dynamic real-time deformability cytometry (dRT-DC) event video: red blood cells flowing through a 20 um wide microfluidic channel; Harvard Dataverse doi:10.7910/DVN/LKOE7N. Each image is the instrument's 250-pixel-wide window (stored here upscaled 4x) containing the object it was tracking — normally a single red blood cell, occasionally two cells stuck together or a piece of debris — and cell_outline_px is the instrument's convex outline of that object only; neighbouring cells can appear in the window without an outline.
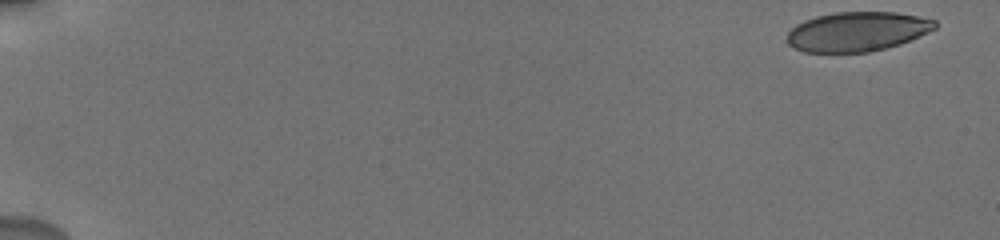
{"species": "human", "species_latin": "Homo sapiens", "temperature_condition": "cold", "stored_images_in_passage": 54, "camera_frame_rate_fps": 3000, "um_per_image_px": 0.085, "donor": {"sex": "male"}, "frame": {"image": 1, "passage_image": 1, "time_ms": 0.0, "image_size_px": [1000, 240], "cell_outline_px": [[936, 28], [900, 44], [868, 52], [804, 52], [792, 48], [788, 44], [788, 32], [796, 24], [804, 20], [816, 16], [836, 12], [896, 12], [936, 20]], "centroid_in_image_um": [72.83, 2.68], "position_along_channel_um": 12.2, "area_um2": 33.87}}
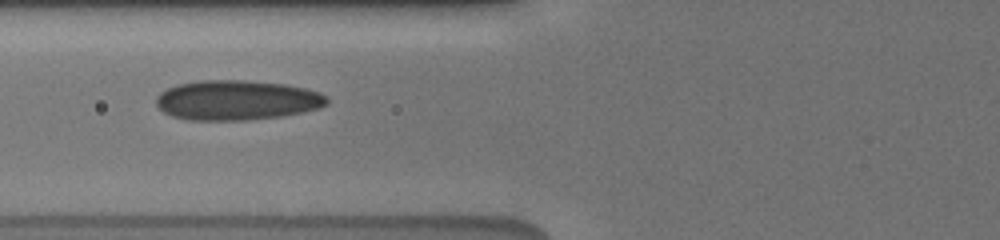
{"frame": {"image": 2, "passage_image": 19, "time_ms": 7.333, "image_size_px": [1000, 240], "cell_outline_px": [[328, 104], [320, 108], [304, 112], [280, 116], [248, 120], [188, 120], [172, 116], [164, 112], [156, 104], [156, 96], [160, 92], [168, 88], [180, 84], [200, 80], [244, 80], [284, 84], [304, 88], [320, 92], [328, 96]], "centroid_in_image_um": [20.15, 8.52], "position_along_channel_um": 105.6, "area_um2": 39.77}}
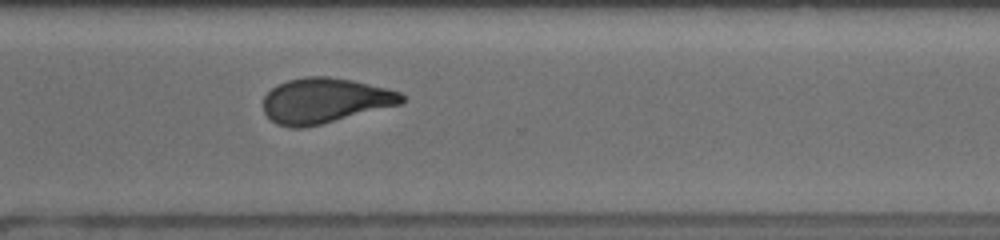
{"frame": {"image": 3, "passage_image": 39, "time_ms": 13.667, "image_size_px": [1000, 240], "cell_outline_px": [[404, 100], [400, 104], [304, 128], [292, 128], [276, 124], [264, 112], [264, 96], [272, 88], [288, 80], [308, 76], [328, 76], [352, 80], [388, 88], [400, 92], [404, 96]], "centroid_in_image_um": [27.6, 8.54], "position_along_channel_um": 343.0, "area_um2": 36.13}, "authors_computed_cell_mechanics": {"area_um2": 36.2117, "velocity_mm_per_s": 3.7474, "shape_relaxation_time_tau1_ms": null, "shape_relaxation_time_tau2_ms": 1.8351, "deformation_change_tau1": null, "deformation_change_tau2": 0.0756}}